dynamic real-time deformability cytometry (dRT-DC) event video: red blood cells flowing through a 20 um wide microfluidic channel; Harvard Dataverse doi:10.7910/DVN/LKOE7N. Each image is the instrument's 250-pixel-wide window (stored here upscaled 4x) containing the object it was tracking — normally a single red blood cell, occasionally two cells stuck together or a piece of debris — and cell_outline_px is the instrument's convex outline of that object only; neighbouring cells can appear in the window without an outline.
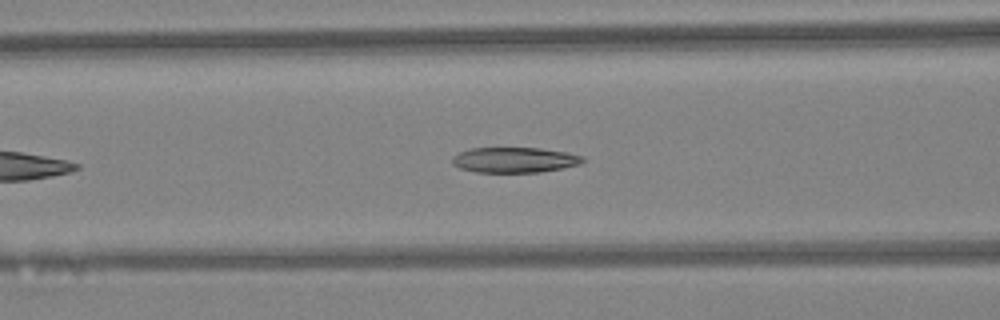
{"species": "Egyptian fruit bat (a non-hibernating species)", "species_latin": "Rousettus aegyptiacus", "temperature_condition": "warm", "stored_images_in_passage": 14, "camera_frame_rate_fps": 3000, "um_per_image_px": 0.085, "animal": {"sex": "female"}, "frame": {"image": 1, "passage_image": 7, "time_ms": 2.0, "image_size_px": [1000, 320], "cell_outline_px": [[588, 160], [580, 164], [540, 172], [476, 172], [460, 168], [452, 164], [452, 156], [460, 152], [472, 148], [540, 148], [568, 152], [584, 156]], "centroid_in_image_um": [43.77, 13.59], "position_along_channel_um": 122.8, "area_um2": 19.36}}
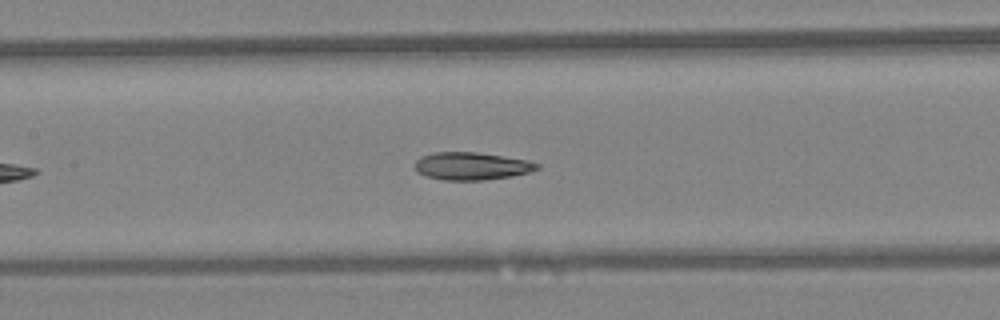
{"frame": {"image": 2, "passage_image": 10, "time_ms": 3.0, "image_size_px": [1000, 320], "cell_outline_px": [[540, 168], [528, 172], [512, 176], [484, 180], [444, 180], [424, 176], [416, 172], [416, 160], [420, 156], [436, 152], [476, 152], [504, 156], [528, 160], [540, 164]], "centroid_in_image_um": [40.08, 14.11], "position_along_channel_um": 167.3, "area_um2": 19.77}}